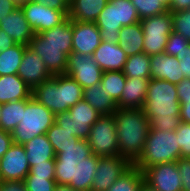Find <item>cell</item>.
Listing matches in <instances>:
<instances>
[{
    "label": "cell",
    "instance_id": "b9f144b4",
    "mask_svg": "<svg viewBox=\"0 0 190 191\" xmlns=\"http://www.w3.org/2000/svg\"><path fill=\"white\" fill-rule=\"evenodd\" d=\"M176 162L182 179V191H190V159L179 158Z\"/></svg>",
    "mask_w": 190,
    "mask_h": 191
},
{
    "label": "cell",
    "instance_id": "e0dca14e",
    "mask_svg": "<svg viewBox=\"0 0 190 191\" xmlns=\"http://www.w3.org/2000/svg\"><path fill=\"white\" fill-rule=\"evenodd\" d=\"M0 29L10 36L16 44L26 46L35 34L20 6L13 10L8 17L0 20Z\"/></svg>",
    "mask_w": 190,
    "mask_h": 191
},
{
    "label": "cell",
    "instance_id": "f907efd6",
    "mask_svg": "<svg viewBox=\"0 0 190 191\" xmlns=\"http://www.w3.org/2000/svg\"><path fill=\"white\" fill-rule=\"evenodd\" d=\"M16 43L14 40L8 36L2 29H0V52H3L12 46H14Z\"/></svg>",
    "mask_w": 190,
    "mask_h": 191
},
{
    "label": "cell",
    "instance_id": "ffe728a7",
    "mask_svg": "<svg viewBox=\"0 0 190 191\" xmlns=\"http://www.w3.org/2000/svg\"><path fill=\"white\" fill-rule=\"evenodd\" d=\"M93 60L105 71H123L127 61V55L118 45L101 41L99 47L93 53Z\"/></svg>",
    "mask_w": 190,
    "mask_h": 191
},
{
    "label": "cell",
    "instance_id": "2e32d148",
    "mask_svg": "<svg viewBox=\"0 0 190 191\" xmlns=\"http://www.w3.org/2000/svg\"><path fill=\"white\" fill-rule=\"evenodd\" d=\"M72 52L92 56L101 43L100 30L95 22L72 21Z\"/></svg>",
    "mask_w": 190,
    "mask_h": 191
},
{
    "label": "cell",
    "instance_id": "d590c367",
    "mask_svg": "<svg viewBox=\"0 0 190 191\" xmlns=\"http://www.w3.org/2000/svg\"><path fill=\"white\" fill-rule=\"evenodd\" d=\"M140 20L169 11L159 0H131Z\"/></svg>",
    "mask_w": 190,
    "mask_h": 191
},
{
    "label": "cell",
    "instance_id": "f546056e",
    "mask_svg": "<svg viewBox=\"0 0 190 191\" xmlns=\"http://www.w3.org/2000/svg\"><path fill=\"white\" fill-rule=\"evenodd\" d=\"M123 73L127 78L137 77L150 80V56L144 52L127 56Z\"/></svg>",
    "mask_w": 190,
    "mask_h": 191
},
{
    "label": "cell",
    "instance_id": "603a6c76",
    "mask_svg": "<svg viewBox=\"0 0 190 191\" xmlns=\"http://www.w3.org/2000/svg\"><path fill=\"white\" fill-rule=\"evenodd\" d=\"M32 97V89L17 75L0 76V105Z\"/></svg>",
    "mask_w": 190,
    "mask_h": 191
},
{
    "label": "cell",
    "instance_id": "7a4b0ae2",
    "mask_svg": "<svg viewBox=\"0 0 190 191\" xmlns=\"http://www.w3.org/2000/svg\"><path fill=\"white\" fill-rule=\"evenodd\" d=\"M142 109L150 121V129L173 131L180 125V102L176 85L150 79Z\"/></svg>",
    "mask_w": 190,
    "mask_h": 191
},
{
    "label": "cell",
    "instance_id": "7dc6e473",
    "mask_svg": "<svg viewBox=\"0 0 190 191\" xmlns=\"http://www.w3.org/2000/svg\"><path fill=\"white\" fill-rule=\"evenodd\" d=\"M0 191H27L23 181H0Z\"/></svg>",
    "mask_w": 190,
    "mask_h": 191
},
{
    "label": "cell",
    "instance_id": "f6af8a7d",
    "mask_svg": "<svg viewBox=\"0 0 190 191\" xmlns=\"http://www.w3.org/2000/svg\"><path fill=\"white\" fill-rule=\"evenodd\" d=\"M177 95L179 100H190V79L183 78L176 84Z\"/></svg>",
    "mask_w": 190,
    "mask_h": 191
},
{
    "label": "cell",
    "instance_id": "8d00e7d4",
    "mask_svg": "<svg viewBox=\"0 0 190 191\" xmlns=\"http://www.w3.org/2000/svg\"><path fill=\"white\" fill-rule=\"evenodd\" d=\"M173 32L190 42V9L171 12Z\"/></svg>",
    "mask_w": 190,
    "mask_h": 191
},
{
    "label": "cell",
    "instance_id": "30bf717a",
    "mask_svg": "<svg viewBox=\"0 0 190 191\" xmlns=\"http://www.w3.org/2000/svg\"><path fill=\"white\" fill-rule=\"evenodd\" d=\"M66 74L84 89L99 84L103 71L93 60V56L71 52L68 56Z\"/></svg>",
    "mask_w": 190,
    "mask_h": 191
},
{
    "label": "cell",
    "instance_id": "5bb4252c",
    "mask_svg": "<svg viewBox=\"0 0 190 191\" xmlns=\"http://www.w3.org/2000/svg\"><path fill=\"white\" fill-rule=\"evenodd\" d=\"M29 172L24 145L13 143L0 159V181H23Z\"/></svg>",
    "mask_w": 190,
    "mask_h": 191
},
{
    "label": "cell",
    "instance_id": "681fc988",
    "mask_svg": "<svg viewBox=\"0 0 190 191\" xmlns=\"http://www.w3.org/2000/svg\"><path fill=\"white\" fill-rule=\"evenodd\" d=\"M181 122L190 124V100H179Z\"/></svg>",
    "mask_w": 190,
    "mask_h": 191
},
{
    "label": "cell",
    "instance_id": "816d5d0a",
    "mask_svg": "<svg viewBox=\"0 0 190 191\" xmlns=\"http://www.w3.org/2000/svg\"><path fill=\"white\" fill-rule=\"evenodd\" d=\"M190 9V0H172L170 12Z\"/></svg>",
    "mask_w": 190,
    "mask_h": 191
},
{
    "label": "cell",
    "instance_id": "d4e9b609",
    "mask_svg": "<svg viewBox=\"0 0 190 191\" xmlns=\"http://www.w3.org/2000/svg\"><path fill=\"white\" fill-rule=\"evenodd\" d=\"M23 145L30 168L33 165L48 163V160L55 159V151L46 134L36 136Z\"/></svg>",
    "mask_w": 190,
    "mask_h": 191
},
{
    "label": "cell",
    "instance_id": "277c9868",
    "mask_svg": "<svg viewBox=\"0 0 190 191\" xmlns=\"http://www.w3.org/2000/svg\"><path fill=\"white\" fill-rule=\"evenodd\" d=\"M32 97L56 115L83 99V88L69 75L60 74L35 87Z\"/></svg>",
    "mask_w": 190,
    "mask_h": 191
},
{
    "label": "cell",
    "instance_id": "f5cc1de1",
    "mask_svg": "<svg viewBox=\"0 0 190 191\" xmlns=\"http://www.w3.org/2000/svg\"><path fill=\"white\" fill-rule=\"evenodd\" d=\"M54 191H77L73 189L70 185L56 184Z\"/></svg>",
    "mask_w": 190,
    "mask_h": 191
},
{
    "label": "cell",
    "instance_id": "9c48e42d",
    "mask_svg": "<svg viewBox=\"0 0 190 191\" xmlns=\"http://www.w3.org/2000/svg\"><path fill=\"white\" fill-rule=\"evenodd\" d=\"M92 154L98 157L119 156L116 124L113 114L101 115L91 126L87 139Z\"/></svg>",
    "mask_w": 190,
    "mask_h": 191
},
{
    "label": "cell",
    "instance_id": "9a60e30c",
    "mask_svg": "<svg viewBox=\"0 0 190 191\" xmlns=\"http://www.w3.org/2000/svg\"><path fill=\"white\" fill-rule=\"evenodd\" d=\"M17 75L33 90L52 77L43 59L26 46Z\"/></svg>",
    "mask_w": 190,
    "mask_h": 191
},
{
    "label": "cell",
    "instance_id": "4316f807",
    "mask_svg": "<svg viewBox=\"0 0 190 191\" xmlns=\"http://www.w3.org/2000/svg\"><path fill=\"white\" fill-rule=\"evenodd\" d=\"M83 99L86 100L101 115L113 114L118 108L117 104L101 84H96L83 89Z\"/></svg>",
    "mask_w": 190,
    "mask_h": 191
},
{
    "label": "cell",
    "instance_id": "60d3db41",
    "mask_svg": "<svg viewBox=\"0 0 190 191\" xmlns=\"http://www.w3.org/2000/svg\"><path fill=\"white\" fill-rule=\"evenodd\" d=\"M26 177H47V180H55V159L33 165Z\"/></svg>",
    "mask_w": 190,
    "mask_h": 191
},
{
    "label": "cell",
    "instance_id": "74e56055",
    "mask_svg": "<svg viewBox=\"0 0 190 191\" xmlns=\"http://www.w3.org/2000/svg\"><path fill=\"white\" fill-rule=\"evenodd\" d=\"M175 134L180 147L181 158L190 159V124L181 122L176 128Z\"/></svg>",
    "mask_w": 190,
    "mask_h": 191
},
{
    "label": "cell",
    "instance_id": "52a82bcc",
    "mask_svg": "<svg viewBox=\"0 0 190 191\" xmlns=\"http://www.w3.org/2000/svg\"><path fill=\"white\" fill-rule=\"evenodd\" d=\"M100 116L86 100L81 99L68 111L57 113L54 122L73 136L87 140L91 126Z\"/></svg>",
    "mask_w": 190,
    "mask_h": 191
},
{
    "label": "cell",
    "instance_id": "ab89813d",
    "mask_svg": "<svg viewBox=\"0 0 190 191\" xmlns=\"http://www.w3.org/2000/svg\"><path fill=\"white\" fill-rule=\"evenodd\" d=\"M189 41L182 35L171 32L168 36L167 44L164 53L176 57L183 49L187 48Z\"/></svg>",
    "mask_w": 190,
    "mask_h": 191
},
{
    "label": "cell",
    "instance_id": "ac0fdd59",
    "mask_svg": "<svg viewBox=\"0 0 190 191\" xmlns=\"http://www.w3.org/2000/svg\"><path fill=\"white\" fill-rule=\"evenodd\" d=\"M179 63L177 58L166 53L150 56L151 79L165 80L176 85L184 78Z\"/></svg>",
    "mask_w": 190,
    "mask_h": 191
},
{
    "label": "cell",
    "instance_id": "c3c4849f",
    "mask_svg": "<svg viewBox=\"0 0 190 191\" xmlns=\"http://www.w3.org/2000/svg\"><path fill=\"white\" fill-rule=\"evenodd\" d=\"M13 0H0V20H3L5 17L17 8Z\"/></svg>",
    "mask_w": 190,
    "mask_h": 191
},
{
    "label": "cell",
    "instance_id": "bcb514c9",
    "mask_svg": "<svg viewBox=\"0 0 190 191\" xmlns=\"http://www.w3.org/2000/svg\"><path fill=\"white\" fill-rule=\"evenodd\" d=\"M13 144L12 133L0 129V159Z\"/></svg>",
    "mask_w": 190,
    "mask_h": 191
},
{
    "label": "cell",
    "instance_id": "11a10c76",
    "mask_svg": "<svg viewBox=\"0 0 190 191\" xmlns=\"http://www.w3.org/2000/svg\"><path fill=\"white\" fill-rule=\"evenodd\" d=\"M167 9L171 7L172 0H159Z\"/></svg>",
    "mask_w": 190,
    "mask_h": 191
},
{
    "label": "cell",
    "instance_id": "4fadbf2b",
    "mask_svg": "<svg viewBox=\"0 0 190 191\" xmlns=\"http://www.w3.org/2000/svg\"><path fill=\"white\" fill-rule=\"evenodd\" d=\"M131 166L122 156L100 157L91 191H107Z\"/></svg>",
    "mask_w": 190,
    "mask_h": 191
},
{
    "label": "cell",
    "instance_id": "8992f818",
    "mask_svg": "<svg viewBox=\"0 0 190 191\" xmlns=\"http://www.w3.org/2000/svg\"><path fill=\"white\" fill-rule=\"evenodd\" d=\"M55 114L33 97L25 99L21 122L13 130V143L25 144L36 136L46 134L54 124Z\"/></svg>",
    "mask_w": 190,
    "mask_h": 191
},
{
    "label": "cell",
    "instance_id": "e575fe53",
    "mask_svg": "<svg viewBox=\"0 0 190 191\" xmlns=\"http://www.w3.org/2000/svg\"><path fill=\"white\" fill-rule=\"evenodd\" d=\"M46 135L53 146L55 154L61 152V148L76 144L80 140V138L73 136L72 133L67 132L55 122L47 130Z\"/></svg>",
    "mask_w": 190,
    "mask_h": 191
},
{
    "label": "cell",
    "instance_id": "d6986e66",
    "mask_svg": "<svg viewBox=\"0 0 190 191\" xmlns=\"http://www.w3.org/2000/svg\"><path fill=\"white\" fill-rule=\"evenodd\" d=\"M28 47L43 59L52 76L66 74L68 56L63 52V48L40 45L34 38L29 41Z\"/></svg>",
    "mask_w": 190,
    "mask_h": 191
},
{
    "label": "cell",
    "instance_id": "83f0119b",
    "mask_svg": "<svg viewBox=\"0 0 190 191\" xmlns=\"http://www.w3.org/2000/svg\"><path fill=\"white\" fill-rule=\"evenodd\" d=\"M95 24L100 30L101 41L118 44L119 31L123 26L116 25L115 7L109 1L97 17Z\"/></svg>",
    "mask_w": 190,
    "mask_h": 191
},
{
    "label": "cell",
    "instance_id": "db71d44e",
    "mask_svg": "<svg viewBox=\"0 0 190 191\" xmlns=\"http://www.w3.org/2000/svg\"><path fill=\"white\" fill-rule=\"evenodd\" d=\"M139 191H157V190L149 186L146 182H143L139 188Z\"/></svg>",
    "mask_w": 190,
    "mask_h": 191
},
{
    "label": "cell",
    "instance_id": "3957f363",
    "mask_svg": "<svg viewBox=\"0 0 190 191\" xmlns=\"http://www.w3.org/2000/svg\"><path fill=\"white\" fill-rule=\"evenodd\" d=\"M113 117L119 156L126 158L133 165L143 153L150 121L142 108L117 109Z\"/></svg>",
    "mask_w": 190,
    "mask_h": 191
},
{
    "label": "cell",
    "instance_id": "484cf974",
    "mask_svg": "<svg viewBox=\"0 0 190 191\" xmlns=\"http://www.w3.org/2000/svg\"><path fill=\"white\" fill-rule=\"evenodd\" d=\"M143 42L144 34L140 22L120 29L118 45L127 56L142 53Z\"/></svg>",
    "mask_w": 190,
    "mask_h": 191
},
{
    "label": "cell",
    "instance_id": "ee69618b",
    "mask_svg": "<svg viewBox=\"0 0 190 191\" xmlns=\"http://www.w3.org/2000/svg\"><path fill=\"white\" fill-rule=\"evenodd\" d=\"M34 2L43 4L55 10H60L68 15L69 0H32Z\"/></svg>",
    "mask_w": 190,
    "mask_h": 191
},
{
    "label": "cell",
    "instance_id": "8fae6325",
    "mask_svg": "<svg viewBox=\"0 0 190 191\" xmlns=\"http://www.w3.org/2000/svg\"><path fill=\"white\" fill-rule=\"evenodd\" d=\"M24 16L35 33H41L62 24L68 15L32 0L20 5Z\"/></svg>",
    "mask_w": 190,
    "mask_h": 191
},
{
    "label": "cell",
    "instance_id": "cb8c5ba5",
    "mask_svg": "<svg viewBox=\"0 0 190 191\" xmlns=\"http://www.w3.org/2000/svg\"><path fill=\"white\" fill-rule=\"evenodd\" d=\"M108 0H69L68 18L72 21L95 22Z\"/></svg>",
    "mask_w": 190,
    "mask_h": 191
},
{
    "label": "cell",
    "instance_id": "f1b7e54d",
    "mask_svg": "<svg viewBox=\"0 0 190 191\" xmlns=\"http://www.w3.org/2000/svg\"><path fill=\"white\" fill-rule=\"evenodd\" d=\"M23 110H25V99L1 104L0 129L13 132L21 122Z\"/></svg>",
    "mask_w": 190,
    "mask_h": 191
},
{
    "label": "cell",
    "instance_id": "44dd1931",
    "mask_svg": "<svg viewBox=\"0 0 190 191\" xmlns=\"http://www.w3.org/2000/svg\"><path fill=\"white\" fill-rule=\"evenodd\" d=\"M40 45H54L63 48V52L69 56L72 52L73 32L72 20L67 18L62 24L35 33L33 37Z\"/></svg>",
    "mask_w": 190,
    "mask_h": 191
},
{
    "label": "cell",
    "instance_id": "7c38bea8",
    "mask_svg": "<svg viewBox=\"0 0 190 191\" xmlns=\"http://www.w3.org/2000/svg\"><path fill=\"white\" fill-rule=\"evenodd\" d=\"M142 172L144 182L157 191H182V179L176 161L156 164Z\"/></svg>",
    "mask_w": 190,
    "mask_h": 191
},
{
    "label": "cell",
    "instance_id": "ba28073f",
    "mask_svg": "<svg viewBox=\"0 0 190 191\" xmlns=\"http://www.w3.org/2000/svg\"><path fill=\"white\" fill-rule=\"evenodd\" d=\"M140 24L144 34L143 52L149 56L164 53L168 36L173 32L171 12L145 18Z\"/></svg>",
    "mask_w": 190,
    "mask_h": 191
},
{
    "label": "cell",
    "instance_id": "7bdbcfd3",
    "mask_svg": "<svg viewBox=\"0 0 190 191\" xmlns=\"http://www.w3.org/2000/svg\"><path fill=\"white\" fill-rule=\"evenodd\" d=\"M175 58L180 62L179 66L181 68V72L184 74V78L190 79V43L187 48L178 53Z\"/></svg>",
    "mask_w": 190,
    "mask_h": 191
},
{
    "label": "cell",
    "instance_id": "6da1fadb",
    "mask_svg": "<svg viewBox=\"0 0 190 191\" xmlns=\"http://www.w3.org/2000/svg\"><path fill=\"white\" fill-rule=\"evenodd\" d=\"M99 158L92 154L85 139L61 148L55 156L56 184L70 185L77 191H91Z\"/></svg>",
    "mask_w": 190,
    "mask_h": 191
},
{
    "label": "cell",
    "instance_id": "4dcf8cb0",
    "mask_svg": "<svg viewBox=\"0 0 190 191\" xmlns=\"http://www.w3.org/2000/svg\"><path fill=\"white\" fill-rule=\"evenodd\" d=\"M26 45L15 44L0 52V76L17 74Z\"/></svg>",
    "mask_w": 190,
    "mask_h": 191
},
{
    "label": "cell",
    "instance_id": "d6a6232c",
    "mask_svg": "<svg viewBox=\"0 0 190 191\" xmlns=\"http://www.w3.org/2000/svg\"><path fill=\"white\" fill-rule=\"evenodd\" d=\"M143 182V172L132 165L107 191H139Z\"/></svg>",
    "mask_w": 190,
    "mask_h": 191
},
{
    "label": "cell",
    "instance_id": "1f68e13d",
    "mask_svg": "<svg viewBox=\"0 0 190 191\" xmlns=\"http://www.w3.org/2000/svg\"><path fill=\"white\" fill-rule=\"evenodd\" d=\"M126 76L123 71H105L101 78V88L105 90L117 104L123 92Z\"/></svg>",
    "mask_w": 190,
    "mask_h": 191
},
{
    "label": "cell",
    "instance_id": "836d02e7",
    "mask_svg": "<svg viewBox=\"0 0 190 191\" xmlns=\"http://www.w3.org/2000/svg\"><path fill=\"white\" fill-rule=\"evenodd\" d=\"M115 7L116 25L129 26L140 22L135 6L131 0H108Z\"/></svg>",
    "mask_w": 190,
    "mask_h": 191
},
{
    "label": "cell",
    "instance_id": "9f6ffc18",
    "mask_svg": "<svg viewBox=\"0 0 190 191\" xmlns=\"http://www.w3.org/2000/svg\"><path fill=\"white\" fill-rule=\"evenodd\" d=\"M17 6L27 3L30 0H13Z\"/></svg>",
    "mask_w": 190,
    "mask_h": 191
},
{
    "label": "cell",
    "instance_id": "f35d334b",
    "mask_svg": "<svg viewBox=\"0 0 190 191\" xmlns=\"http://www.w3.org/2000/svg\"><path fill=\"white\" fill-rule=\"evenodd\" d=\"M27 191H54L56 181L47 177H25L23 180Z\"/></svg>",
    "mask_w": 190,
    "mask_h": 191
},
{
    "label": "cell",
    "instance_id": "5b68a950",
    "mask_svg": "<svg viewBox=\"0 0 190 191\" xmlns=\"http://www.w3.org/2000/svg\"><path fill=\"white\" fill-rule=\"evenodd\" d=\"M179 158L181 153L175 130L149 129L143 153L133 165L143 171L156 164L175 162Z\"/></svg>",
    "mask_w": 190,
    "mask_h": 191
},
{
    "label": "cell",
    "instance_id": "7402d4cb",
    "mask_svg": "<svg viewBox=\"0 0 190 191\" xmlns=\"http://www.w3.org/2000/svg\"><path fill=\"white\" fill-rule=\"evenodd\" d=\"M150 80L144 78H127L123 88L118 109L142 108L145 102Z\"/></svg>",
    "mask_w": 190,
    "mask_h": 191
}]
</instances>
